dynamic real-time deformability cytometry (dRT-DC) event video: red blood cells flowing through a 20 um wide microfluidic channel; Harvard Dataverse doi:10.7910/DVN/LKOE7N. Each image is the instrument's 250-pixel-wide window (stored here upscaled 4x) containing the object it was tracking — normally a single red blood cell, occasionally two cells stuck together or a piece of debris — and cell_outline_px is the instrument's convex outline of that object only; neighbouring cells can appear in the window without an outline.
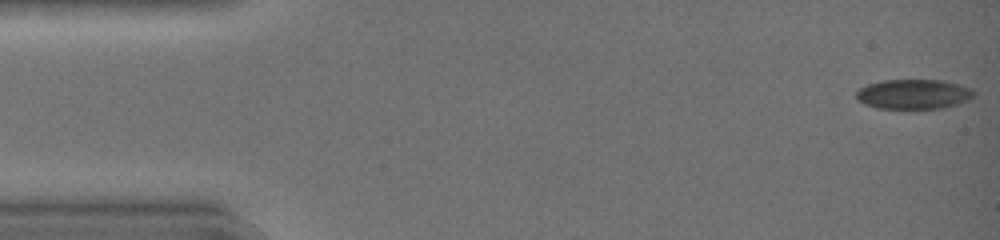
{"species": "common noctule bat (a hibernating species)", "species_latin": "Nyctalus noctula", "temperature_condition": "warm", "stored_images_in_passage": 43, "camera_frame_rate_fps": 3000, "um_per_image_px": 0.085, "animal": {"sex": "female", "body_mass_g": 19.0, "forearm_length_mm": 51.5}, "frame": {"image": 1, "passage_image": 1, "time_ms": 0.0, "image_size_px": [1000, 240], "cell_outline_px": [[976, 92], [968, 100], [944, 108], [876, 108], [864, 104], [856, 100], [856, 92], [860, 88], [868, 84], [884, 80], [940, 80], [960, 84], [972, 88]], "centroid_in_image_um": [77.65, 8.0], "position_along_channel_um": 7.4, "area_um2": 20.4}}
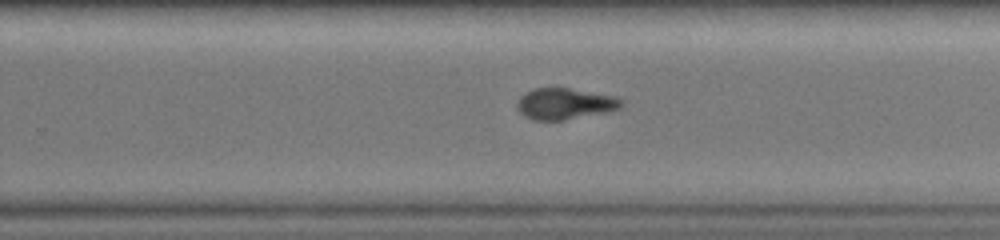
{"frame": {"image": 2, "passage_image": 28, "time_ms": 9.0, "image_size_px": [1000, 240], "cell_outline_px": [[624, 104], [620, 108], [612, 112], [564, 120], [532, 120], [524, 116], [516, 108], [516, 104], [520, 96], [532, 88], [568, 88], [612, 96], [624, 100]], "centroid_in_image_um": [48.02, 8.84], "position_along_channel_um": 281.8, "area_um2": 19.19}}
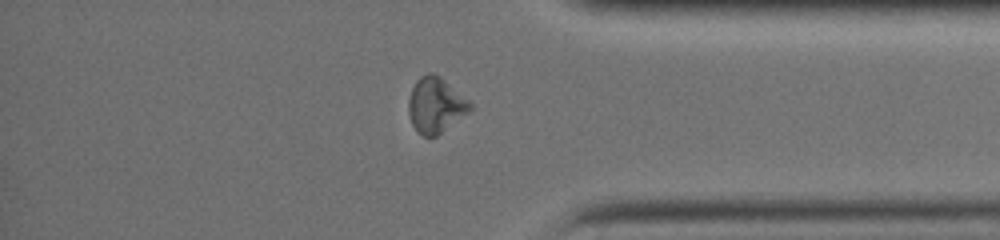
{"frame": {"image": 3, "passage_image": 36, "time_ms": 11.667, "image_size_px": [1000, 240], "cell_outline_px": [[472, 108], [468, 112], [436, 136], [424, 136], [412, 124], [408, 112], [408, 100], [412, 88], [416, 80], [420, 76], [428, 72], [432, 72], [440, 76], [468, 100], [472, 104]], "centroid_in_image_um": [37.01, 8.9], "position_along_channel_um": 398.2, "area_um2": 19.54}, "authors_computed_cell_mechanics": {"area_um2": 20.519, "velocity_mm_per_s": 4.4998, "shape_relaxation_time_tau1_ms": null, "shape_relaxation_time_tau2_ms": 3.8321, "deformation_change_tau1": null, "deformation_change_tau2": 0.0975}}